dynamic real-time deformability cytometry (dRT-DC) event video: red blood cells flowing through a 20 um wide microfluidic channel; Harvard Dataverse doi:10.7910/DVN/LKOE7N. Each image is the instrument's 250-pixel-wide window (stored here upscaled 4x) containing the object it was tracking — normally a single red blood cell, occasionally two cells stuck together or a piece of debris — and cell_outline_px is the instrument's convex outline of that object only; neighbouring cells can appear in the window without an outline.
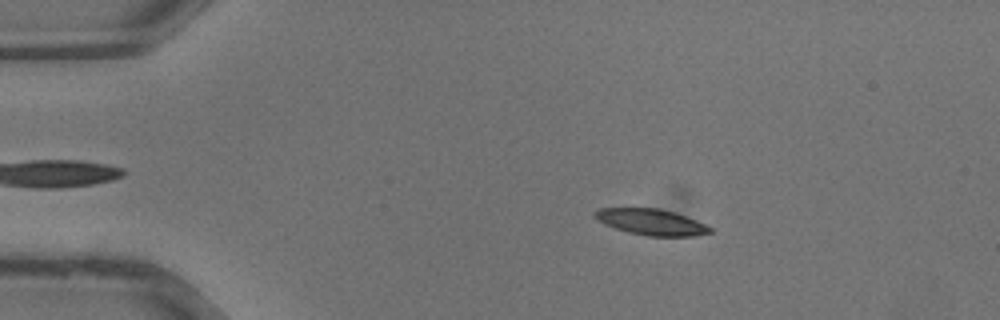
{"species": "common noctule bat (a hibernating species)", "species_latin": "Nyctalus noctula", "temperature_condition": "warm", "stored_images_in_passage": 36, "camera_frame_rate_fps": 3000, "um_per_image_px": 0.085, "animal": {"sex": "male", "body_mass_g": 13.3}, "frame": {"image": 1, "passage_image": 6, "time_ms": 1.667, "image_size_px": [1000, 320], "cell_outline_px": [[712, 232], [696, 236], [644, 236], [628, 232], [604, 224], [596, 220], [592, 216], [592, 212], [600, 208], [660, 208], [676, 212], [696, 220], [712, 228]], "centroid_in_image_um": [55.33, 18.86], "position_along_channel_um": 29.7, "area_um2": 17.74}}
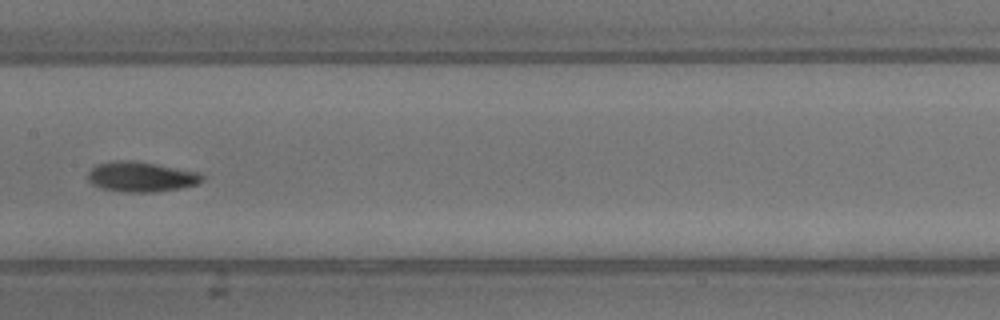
{"frame": {"image": 2, "passage_image": 18, "time_ms": 5.667, "image_size_px": [1000, 320], "cell_outline_px": [[204, 180], [196, 184], [180, 188], [152, 192], [128, 192], [100, 188], [92, 184], [88, 180], [88, 172], [96, 164], [112, 160], [128, 160], [156, 164], [200, 172], [204, 176]], "centroid_in_image_um": [11.98, 15.02], "position_along_channel_um": 195.4, "area_um2": 20.06}}
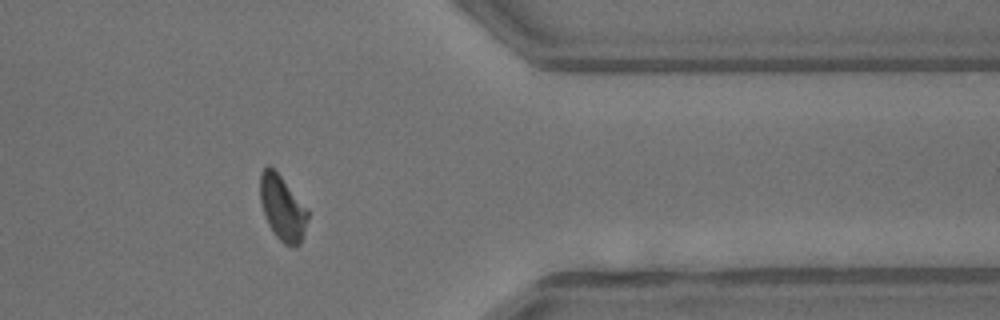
{"frame": {"image": 3, "passage_image": 29, "time_ms": 9.333, "image_size_px": [1000, 320], "cell_outline_px": [[308, 220], [300, 244], [284, 244], [276, 236], [268, 224], [260, 200], [260, 172], [268, 164], [280, 176], [308, 208]], "centroid_in_image_um": [24.01, 17.66], "position_along_channel_um": 387.4, "area_um2": 17.74}}